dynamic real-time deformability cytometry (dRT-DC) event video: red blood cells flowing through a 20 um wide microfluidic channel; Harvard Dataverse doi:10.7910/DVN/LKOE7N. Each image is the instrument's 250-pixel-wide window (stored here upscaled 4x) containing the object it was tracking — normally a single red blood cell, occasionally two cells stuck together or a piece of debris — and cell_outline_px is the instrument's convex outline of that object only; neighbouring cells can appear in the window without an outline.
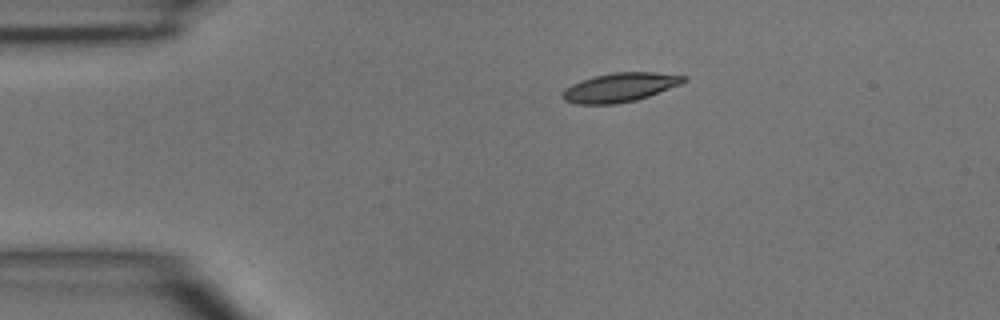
{"species": "common noctule bat (a hibernating species)", "species_latin": "Nyctalus noctula", "temperature_condition": "room temperature", "stored_images_in_passage": 2, "camera_frame_rate_fps": 3000, "um_per_image_px": 0.085, "animal": {"sex": "male", "body_mass_g": 15.6}, "frame": {"image": 1, "passage_image": 2, "time_ms": 1.333, "image_size_px": [1000, 320], "cell_outline_px": [[688, 80], [680, 84], [648, 96], [636, 100], [616, 104], [576, 104], [564, 100], [560, 96], [564, 88], [580, 80], [592, 76], [612, 72], [656, 72], [688, 76]], "centroid_in_image_um": [52.66, 7.42], "position_along_channel_um": 32.3, "area_um2": 20.69}}